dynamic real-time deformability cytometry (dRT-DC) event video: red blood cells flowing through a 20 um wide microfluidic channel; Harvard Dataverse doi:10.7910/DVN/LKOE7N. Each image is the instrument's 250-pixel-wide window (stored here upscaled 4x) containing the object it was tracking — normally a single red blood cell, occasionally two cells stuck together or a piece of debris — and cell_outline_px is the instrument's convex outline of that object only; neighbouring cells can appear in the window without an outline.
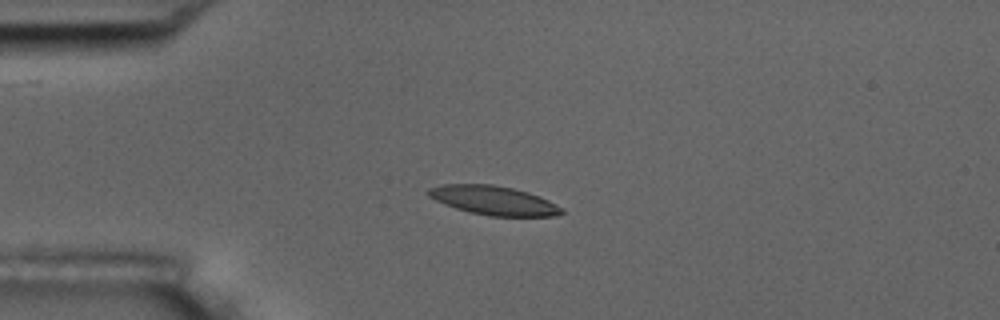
{"species": "common noctule bat (a hibernating species)", "species_latin": "Nyctalus noctula", "temperature_condition": "room temperature", "stored_images_in_passage": 6, "camera_frame_rate_fps": 3000, "um_per_image_px": 0.085, "animal": {"sex": "male", "body_mass_g": 17.5, "forearm_length_mm": 52.3}, "frame": {"image": 1, "passage_image": 5, "time_ms": 1.333, "image_size_px": [1000, 320], "cell_outline_px": [[564, 212], [556, 216], [488, 216], [468, 212], [444, 204], [428, 196], [428, 188], [444, 184], [492, 184], [512, 188], [528, 192], [540, 196], [564, 208]], "centroid_in_image_um": [41.98, 17.04], "position_along_channel_um": 43.0, "area_um2": 22.6}}